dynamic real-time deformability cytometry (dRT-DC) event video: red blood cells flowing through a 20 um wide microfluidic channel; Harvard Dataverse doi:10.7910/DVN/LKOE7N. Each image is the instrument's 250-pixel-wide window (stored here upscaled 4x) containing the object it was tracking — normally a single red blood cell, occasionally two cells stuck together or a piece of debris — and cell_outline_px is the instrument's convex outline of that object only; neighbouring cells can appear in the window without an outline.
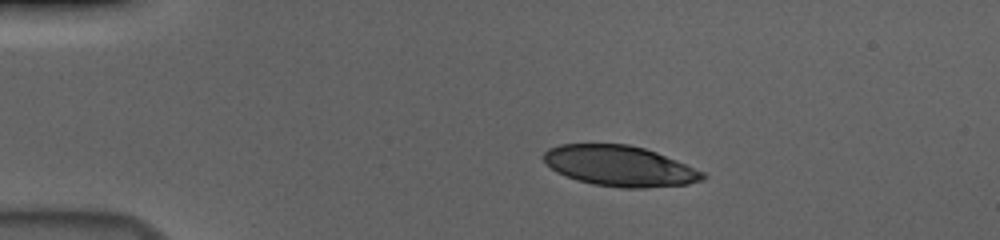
{"species": "human", "species_latin": "Homo sapiens", "temperature_condition": "cold", "stored_images_in_passage": 46, "camera_frame_rate_fps": 3000, "um_per_image_px": 0.085, "donor": {"sex": "male"}, "frame": {"image": 1, "passage_image": 1, "time_ms": 0.0, "image_size_px": [1000, 240], "cell_outline_px": [[708, 176], [704, 180], [688, 184], [644, 188], [620, 188], [592, 184], [576, 180], [564, 176], [556, 172], [544, 160], [544, 152], [548, 148], [560, 144], [628, 144], [644, 148], [656, 152], [676, 160], [704, 172]], "centroid_in_image_um": [52.68, 14.12], "position_along_channel_um": 32.3, "area_um2": 37.69}}
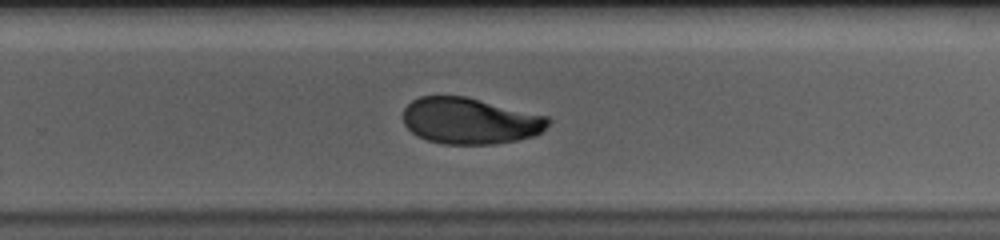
{"frame": {"image": 2, "passage_image": 27, "time_ms": 8.667, "image_size_px": [1000, 240], "cell_outline_px": [[552, 120], [536, 136], [516, 140], [492, 144], [444, 144], [428, 140], [416, 136], [404, 124], [404, 108], [412, 100], [420, 96], [468, 96], [548, 116]], "centroid_in_image_um": [39.96, 10.26], "position_along_channel_um": 289.8, "area_um2": 39.3}}
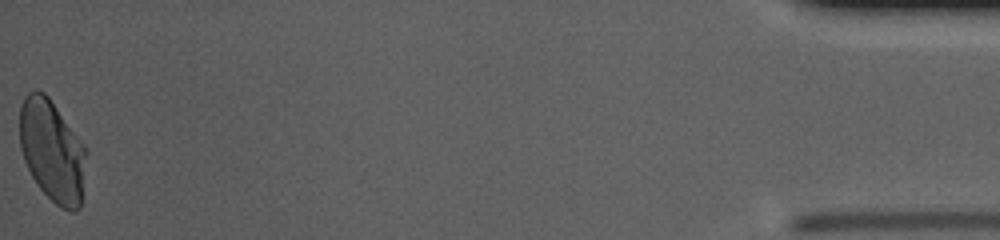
{"frame": {"image": 3, "passage_image": 46, "time_ms": 15.0, "image_size_px": [1000, 240], "cell_outline_px": [[88, 152], [80, 208], [76, 212], [72, 212], [60, 208], [36, 184], [24, 160], [20, 148], [20, 104], [24, 96], [32, 88], [36, 88], [44, 92], [48, 96], [88, 148]], "centroid_in_image_um": [4.45, 12.8], "position_along_channel_um": 430.7, "area_um2": 40.23}, "authors_computed_cell_mechanics": {"area_um2": 40.0843, "velocity_mm_per_s": 3.6795, "shape_relaxation_time_tau1_ms": 6.287, "shape_relaxation_time_tau2_ms": 1.9478, "deformation_change_tau1": 0.1812, "deformation_change_tau2": 0.061}}